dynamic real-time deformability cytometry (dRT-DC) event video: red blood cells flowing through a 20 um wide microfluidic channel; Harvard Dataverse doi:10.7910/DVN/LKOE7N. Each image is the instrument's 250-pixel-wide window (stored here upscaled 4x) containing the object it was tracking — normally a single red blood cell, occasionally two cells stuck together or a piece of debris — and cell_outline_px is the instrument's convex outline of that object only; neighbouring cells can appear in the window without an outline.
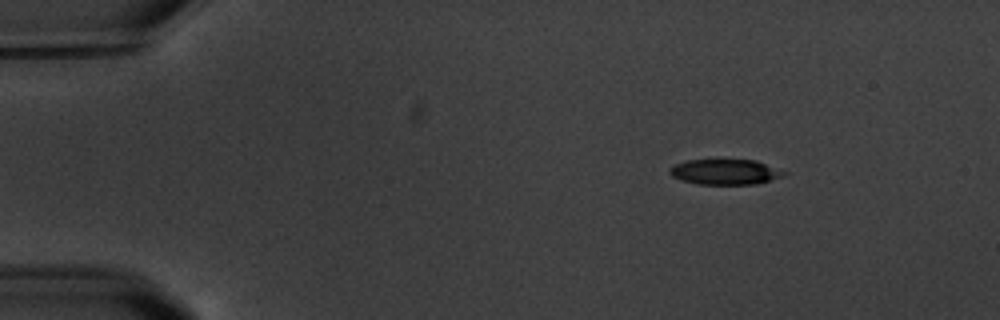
{"species": "common noctule bat (a hibernating species)", "species_latin": "Nyctalus noctula", "temperature_condition": "warm", "stored_images_in_passage": 4, "segment_of_instrument_passage": [1, 2], "camera_frame_rate_fps": 3000, "um_per_image_px": 0.085, "animal": {"sex": "male", "body_mass_g": 20.1, "forearm_length_mm": 53.5}, "frame": {"image": 1, "passage_image": 1, "time_ms": 0.0, "image_size_px": [1000, 320], "cell_outline_px": [[788, 172], [784, 176], [756, 184], [696, 184], [680, 180], [672, 176], [668, 172], [676, 164], [688, 160], [716, 156], [724, 156], [756, 160]], "centroid_in_image_um": [61.64, 14.55], "position_along_channel_um": 23.4, "area_um2": 17.92}}